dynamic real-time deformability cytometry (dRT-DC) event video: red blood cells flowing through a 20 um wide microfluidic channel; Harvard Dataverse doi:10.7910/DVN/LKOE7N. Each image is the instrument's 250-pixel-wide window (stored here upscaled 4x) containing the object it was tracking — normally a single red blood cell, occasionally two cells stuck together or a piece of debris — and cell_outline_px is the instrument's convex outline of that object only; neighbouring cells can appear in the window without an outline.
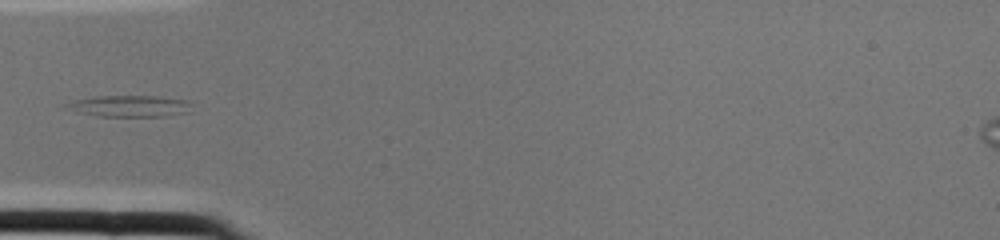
{"species": "common noctule bat (a hibernating species)", "species_latin": "Nyctalus noctula", "temperature_condition": "cold", "stored_images_in_passage": 2, "camera_frame_rate_fps": 3000, "um_per_image_px": 0.085, "animal": {"sex": "female", "body_mass_g": 22.0, "forearm_length_mm": 56.7}, "frame": {"image": 1, "passage_image": 2, "time_ms": 0.333, "image_size_px": [1000, 240], "cell_outline_px": [[192, 112], [164, 116], [96, 116], [76, 112], [64, 104], [72, 100], [92, 96], [156, 96], [188, 100]], "centroid_in_image_um": [11.02, 9.01], "position_along_channel_um": 74.0, "area_um2": 15.72}}